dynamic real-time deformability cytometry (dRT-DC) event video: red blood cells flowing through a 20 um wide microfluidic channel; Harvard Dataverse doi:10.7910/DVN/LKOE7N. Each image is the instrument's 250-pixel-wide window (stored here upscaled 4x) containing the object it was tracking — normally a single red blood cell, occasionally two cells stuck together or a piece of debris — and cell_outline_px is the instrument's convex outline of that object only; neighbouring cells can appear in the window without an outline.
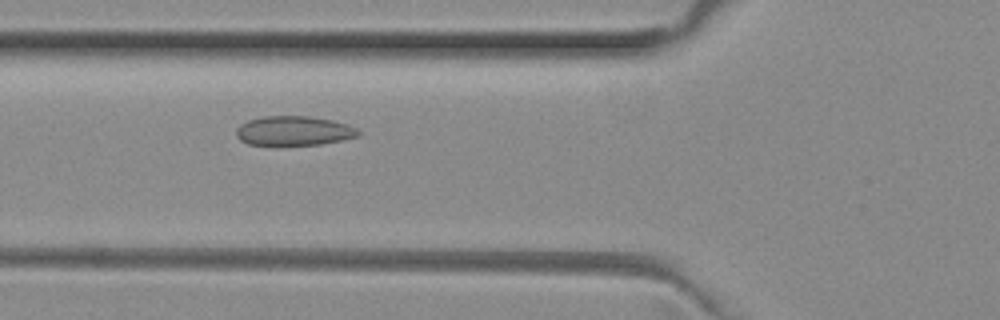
{"species": "common noctule bat (a hibernating species)", "species_latin": "Nyctalus noctula", "temperature_condition": "room temperature", "stored_images_in_passage": 39, "camera_frame_rate_fps": 3000, "um_per_image_px": 0.085, "animal": {"sex": "female", "body_mass_g": 29.2, "forearm_length_mm": 56.3}, "frame": {"image": 1, "passage_image": 17, "time_ms": 5.333, "image_size_px": [1000, 320], "cell_outline_px": [[360, 136], [320, 144], [248, 144], [240, 140], [236, 136], [236, 128], [240, 124], [248, 120], [264, 116], [308, 116], [332, 120], [348, 124], [356, 128], [360, 132]], "centroid_in_image_um": [24.97, 11.1], "position_along_channel_um": 100.8, "area_um2": 20.75}}
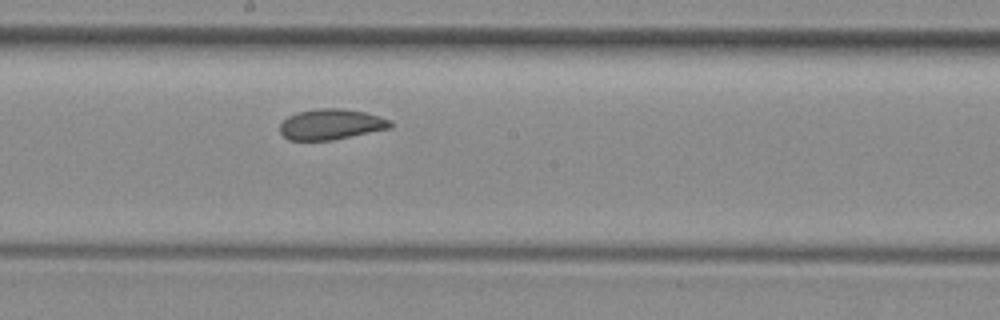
{"frame": {"image": 2, "passage_image": 26, "time_ms": 8.333, "image_size_px": [1000, 320], "cell_outline_px": [[392, 128], [332, 140], [288, 140], [280, 132], [280, 124], [288, 116], [296, 112], [316, 108], [340, 108], [364, 112], [380, 116], [392, 120]], "centroid_in_image_um": [28.15, 10.56], "position_along_channel_um": 220.1, "area_um2": 19.83}}
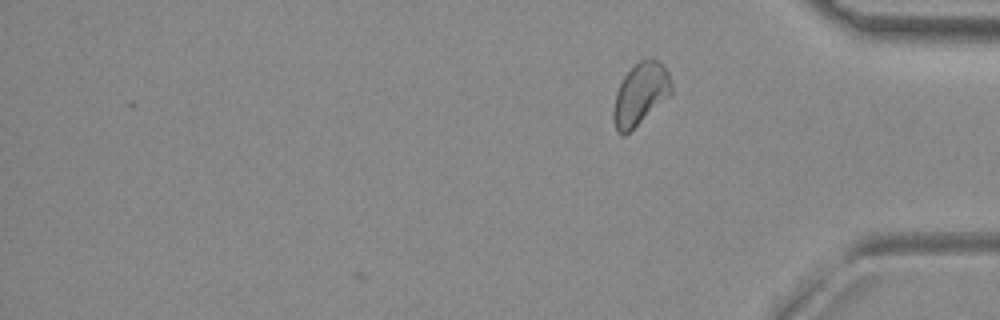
{"frame": {"image": 3, "passage_image": 39, "time_ms": 12.667, "image_size_px": [1000, 320], "cell_outline_px": [[672, 92], [668, 96], [624, 136], [616, 132], [612, 120], [612, 112], [616, 92], [624, 76], [640, 60], [656, 60], [668, 72], [672, 84]], "centroid_in_image_um": [54.39, 8.03], "position_along_channel_um": 380.8, "area_um2": 20.4}, "authors_computed_cell_mechanics": {"area_um2": 20.4612, "velocity_mm_per_s": 3.971, "shape_relaxation_time_tau1_ms": null, "shape_relaxation_time_tau2_ms": 1.1479, "deformation_change_tau1": null, "deformation_change_tau2": 0.0507}}